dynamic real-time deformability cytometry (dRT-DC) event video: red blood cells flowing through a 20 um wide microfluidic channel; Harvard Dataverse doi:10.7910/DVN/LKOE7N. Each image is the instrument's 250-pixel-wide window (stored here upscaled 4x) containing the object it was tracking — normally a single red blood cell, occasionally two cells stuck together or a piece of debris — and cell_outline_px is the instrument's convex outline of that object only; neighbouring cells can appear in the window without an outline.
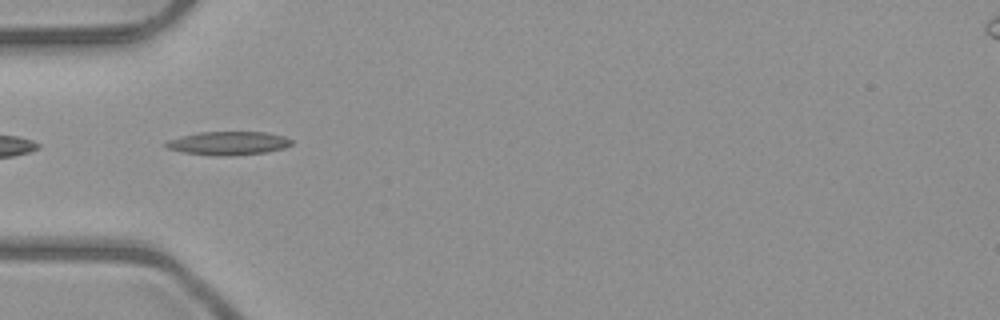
{"species": "common noctule bat (a hibernating species)", "species_latin": "Nyctalus noctula", "temperature_condition": "room temperature", "stored_images_in_passage": 4, "camera_frame_rate_fps": 3000, "um_per_image_px": 0.085, "animal": {"sex": "male", "body_mass_g": 23.1, "forearm_length_mm": 52.7}, "frame": {"image": 1, "passage_image": 1, "time_ms": 0.0, "image_size_px": [1000, 320], "cell_outline_px": [[292, 144], [284, 148], [264, 152], [224, 156], [216, 156], [184, 152], [168, 148], [164, 144], [168, 140], [200, 132], [264, 132], [284, 136], [292, 140]], "centroid_in_image_um": [19.43, 12.17], "position_along_channel_um": 65.6, "area_um2": 16.88}}
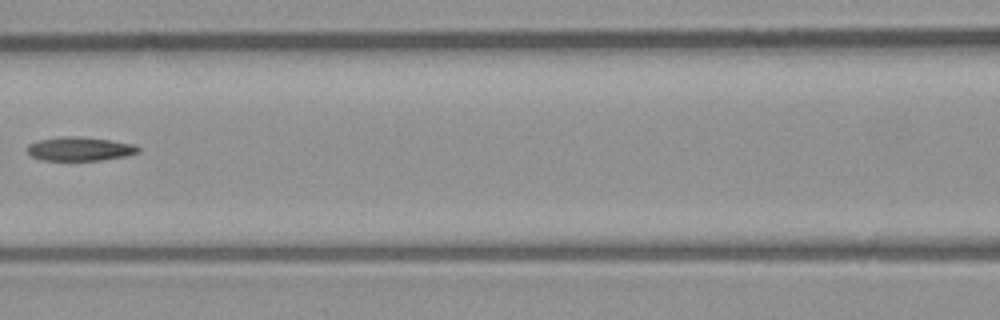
{"frame": {"image": 2, "passage_image": 3, "time_ms": 2.333, "image_size_px": [1000, 320], "cell_outline_px": [[140, 152], [128, 156], [100, 160], [40, 160], [32, 156], [28, 152], [28, 144], [40, 140], [64, 136], [68, 136], [108, 140], [132, 144], [140, 148]], "centroid_in_image_um": [6.79, 12.67], "position_along_channel_um": 159.8, "area_um2": 15.14}}
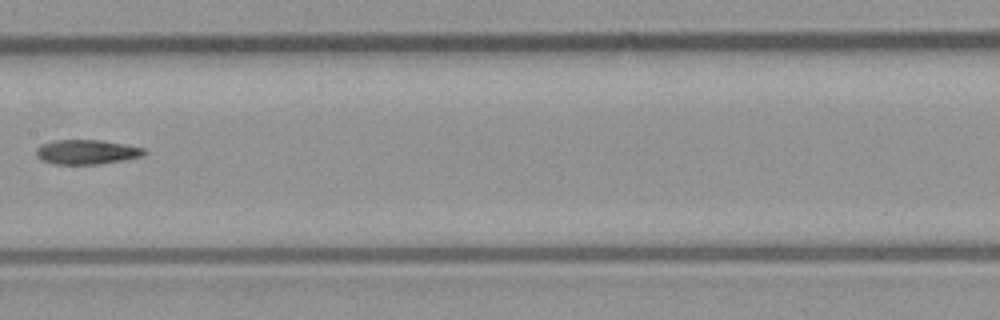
{"frame": {"image": 3, "passage_image": 4, "time_ms": 3.333, "image_size_px": [1000, 320], "cell_outline_px": [[148, 152], [144, 156], [124, 160], [96, 164], [52, 164], [36, 156], [36, 148], [44, 144], [56, 140], [100, 140], [124, 144], [144, 148]], "centroid_in_image_um": [7.41, 12.92], "position_along_channel_um": 200.0, "area_um2": 15.37}}